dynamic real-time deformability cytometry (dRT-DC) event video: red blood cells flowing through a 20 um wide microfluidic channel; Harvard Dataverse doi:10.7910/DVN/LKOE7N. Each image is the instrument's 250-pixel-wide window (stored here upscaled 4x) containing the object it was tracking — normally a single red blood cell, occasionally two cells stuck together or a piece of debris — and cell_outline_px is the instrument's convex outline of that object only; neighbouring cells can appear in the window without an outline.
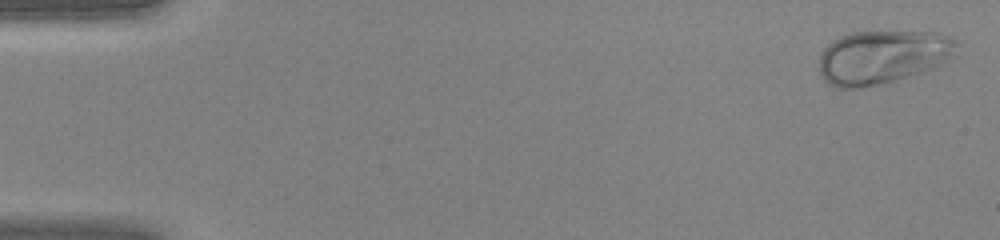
{"species": "human", "species_latin": "Homo sapiens", "temperature_condition": "warm", "stored_images_in_passage": 44, "camera_frame_rate_fps": 3000, "um_per_image_px": 0.085, "donor": {"sex": "female"}, "frame": {"image": 1, "passage_image": 1, "time_ms": 0.0, "image_size_px": [1000, 240], "cell_outline_px": [[960, 40], [956, 56], [952, 60], [944, 64], [896, 80], [880, 84], [860, 88], [836, 88], [828, 84], [824, 80], [820, 72], [820, 52], [832, 40], [840, 36], [852, 32], [936, 32]], "centroid_in_image_um": [75.06, 4.84], "position_along_channel_um": 9.9, "area_um2": 43.52}}
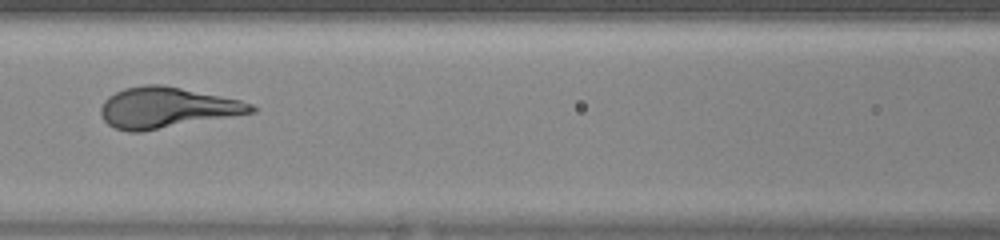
{"frame": {"image": 2, "passage_image": 20, "time_ms": 6.333, "image_size_px": [1000, 240], "cell_outline_px": [[256, 112], [144, 132], [128, 132], [116, 128], [108, 124], [104, 120], [100, 112], [100, 108], [104, 100], [108, 96], [124, 88], [144, 84], [164, 84], [240, 100], [252, 104], [256, 108]], "centroid_in_image_um": [14.16, 9.15], "position_along_channel_um": 152.4, "area_um2": 35.95}}
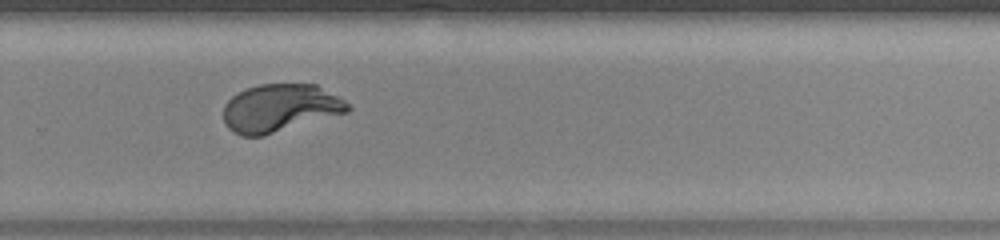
{"frame": {"image": 3, "passage_image": 30, "time_ms": 9.667, "image_size_px": [1000, 240], "cell_outline_px": [[352, 108], [348, 112], [264, 136], [240, 136], [228, 128], [224, 124], [224, 104], [232, 96], [248, 88], [260, 84], [316, 84], [344, 100]], "centroid_in_image_um": [23.79, 9.2], "position_along_channel_um": 306.0, "area_um2": 34.62}}